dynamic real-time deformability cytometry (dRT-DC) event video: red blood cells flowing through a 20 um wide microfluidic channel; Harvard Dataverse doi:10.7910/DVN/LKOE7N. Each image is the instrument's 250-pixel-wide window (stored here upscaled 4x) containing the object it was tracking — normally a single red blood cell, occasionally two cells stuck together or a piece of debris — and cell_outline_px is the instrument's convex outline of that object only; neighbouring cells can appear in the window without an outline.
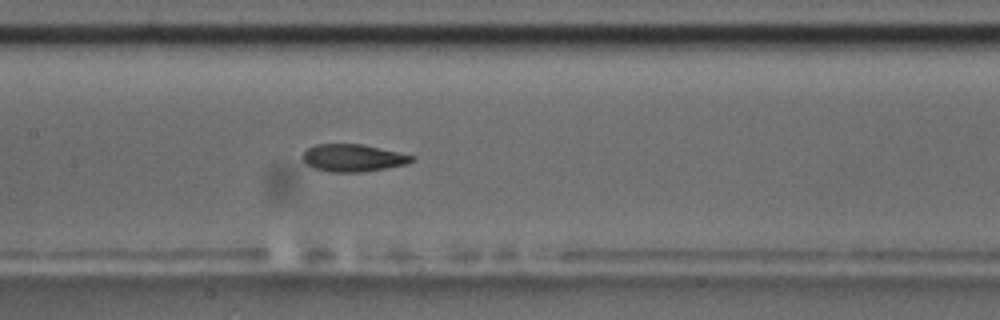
{"species": "common noctule bat (a hibernating species)", "species_latin": "Nyctalus noctula", "temperature_condition": "room temperature", "stored_images_in_passage": 8, "camera_frame_rate_fps": 3000, "um_per_image_px": 0.085, "animal": {"sex": "male", "body_mass_g": 17.5, "forearm_length_mm": 52.3}, "frame": {"image": 1, "passage_image": 8, "time_ms": 8.667, "image_size_px": [1000, 320], "cell_outline_px": [[416, 160], [408, 164], [360, 172], [332, 172], [312, 168], [304, 164], [300, 156], [308, 148], [316, 144], [360, 144], [416, 156]], "centroid_in_image_um": [29.97, 13.43], "position_along_channel_um": 177.4, "area_um2": 17.51}}